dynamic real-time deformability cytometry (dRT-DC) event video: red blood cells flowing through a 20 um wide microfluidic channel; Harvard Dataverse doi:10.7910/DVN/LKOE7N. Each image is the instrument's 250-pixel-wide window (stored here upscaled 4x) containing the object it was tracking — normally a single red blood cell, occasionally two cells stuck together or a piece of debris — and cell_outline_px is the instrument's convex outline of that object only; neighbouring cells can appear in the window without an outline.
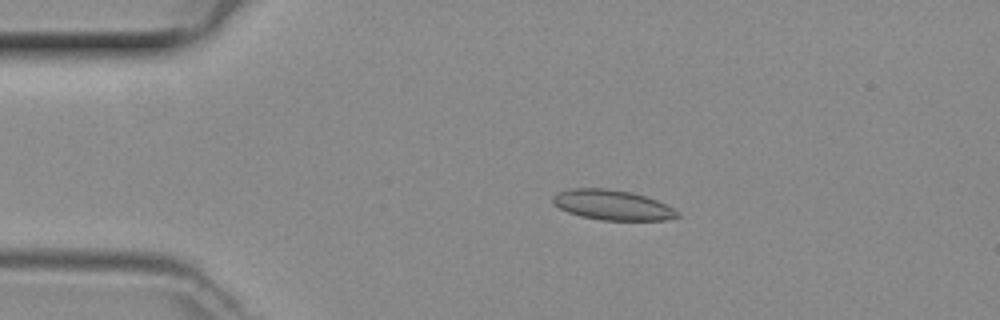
{"species": "common noctule bat (a hibernating species)", "species_latin": "Nyctalus noctula", "temperature_condition": "room temperature", "stored_images_in_passage": 49, "camera_frame_rate_fps": 3000, "um_per_image_px": 0.085, "animal": {"sex": "female", "body_mass_g": 29.2, "forearm_length_mm": 56.3}, "frame": {"image": 1, "passage_image": 10, "time_ms": 3.0, "image_size_px": [1000, 320], "cell_outline_px": [[680, 216], [664, 220], [600, 220], [580, 216], [568, 212], [552, 204], [552, 196], [556, 192], [572, 188], [604, 188], [632, 192], [656, 200], [680, 212]], "centroid_in_image_um": [52.0, 17.42], "position_along_channel_um": 33.0, "area_um2": 21.85}}
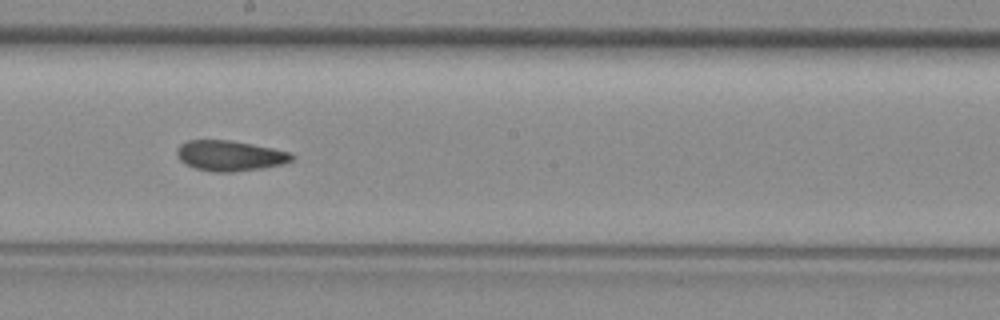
{"frame": {"image": 2, "passage_image": 27, "time_ms": 8.667, "image_size_px": [1000, 320], "cell_outline_px": [[296, 156], [292, 160], [284, 164], [264, 168], [232, 172], [212, 172], [196, 168], [184, 164], [176, 156], [176, 148], [180, 144], [188, 140], [228, 140], [252, 144], [292, 152]], "centroid_in_image_um": [19.54, 13.24], "position_along_channel_um": 228.7, "area_um2": 20.63}}
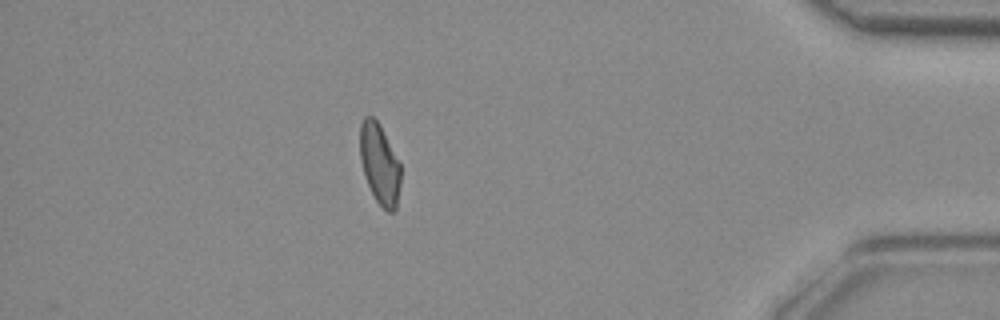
{"frame": {"image": 3, "passage_image": 43, "time_ms": 14.0, "image_size_px": [1000, 320], "cell_outline_px": [[400, 184], [396, 212], [388, 212], [376, 200], [368, 184], [364, 172], [360, 156], [360, 124], [364, 116], [372, 116], [380, 124], [400, 164]], "centroid_in_image_um": [32.27, 13.93], "position_along_channel_um": 402.9, "area_um2": 18.9}}